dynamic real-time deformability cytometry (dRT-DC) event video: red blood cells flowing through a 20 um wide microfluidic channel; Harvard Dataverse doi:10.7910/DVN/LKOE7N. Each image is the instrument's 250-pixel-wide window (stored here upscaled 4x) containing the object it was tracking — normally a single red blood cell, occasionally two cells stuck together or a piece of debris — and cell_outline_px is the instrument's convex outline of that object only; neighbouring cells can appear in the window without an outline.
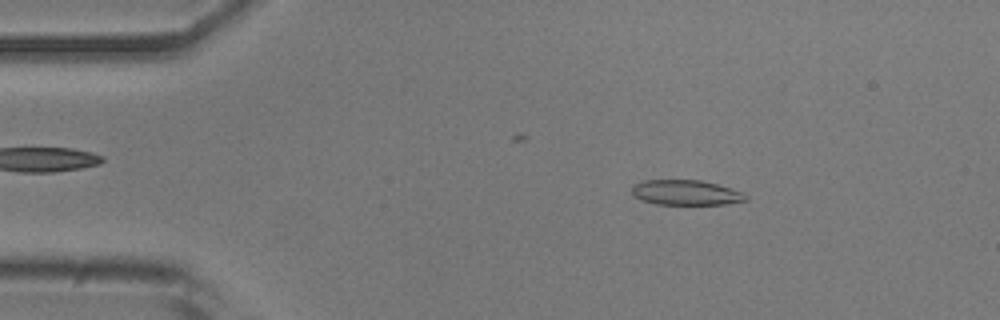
{"species": "common noctule bat (a hibernating species)", "species_latin": "Nyctalus noctula", "temperature_condition": "room temperature", "stored_images_in_passage": 51, "camera_frame_rate_fps": 3000, "um_per_image_px": 0.085, "animal": {"sex": "male", "body_mass_g": 20.5, "forearm_length_mm": 52.5}, "frame": {"image": 1, "passage_image": 8, "time_ms": 2.333, "image_size_px": [1000, 320], "cell_outline_px": [[748, 200], [724, 204], [656, 204], [640, 200], [632, 196], [632, 184], [644, 180], [700, 180], [716, 184], [744, 192], [748, 196]], "centroid_in_image_um": [58.27, 16.37], "position_along_channel_um": 26.7, "area_um2": 16.76}}
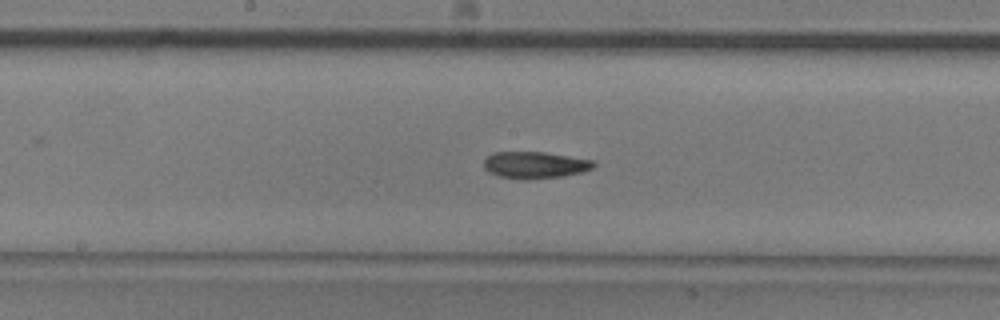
{"frame": {"image": 2, "passage_image": 26, "time_ms": 8.333, "image_size_px": [1000, 320], "cell_outline_px": [[596, 164], [592, 168], [580, 172], [564, 176], [528, 180], [524, 180], [500, 176], [488, 172], [484, 168], [484, 160], [492, 152], [544, 152], [592, 160]], "centroid_in_image_um": [45.44, 14.03], "position_along_channel_um": 202.8, "area_um2": 17.11}}
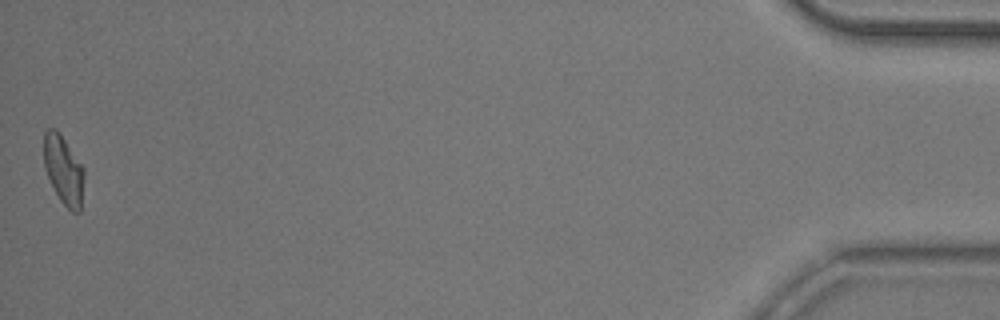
{"frame": {"image": 3, "passage_image": 51, "time_ms": 16.667, "image_size_px": [1000, 320], "cell_outline_px": [[84, 176], [80, 212], [72, 212], [60, 200], [44, 168], [44, 132], [48, 128], [56, 128], [60, 132], [84, 168]], "centroid_in_image_um": [5.4, 14.41], "position_along_channel_um": 429.8, "area_um2": 16.07}, "authors_computed_cell_mechanics": {"area_um2": 16.9354, "velocity_mm_per_s": 3.8898, "shape_relaxation_time_tau1_ms": 7.9229, "shape_relaxation_time_tau2_ms": 2.2945, "deformation_change_tau1": 0.1759, "deformation_change_tau2": 0.0877}}